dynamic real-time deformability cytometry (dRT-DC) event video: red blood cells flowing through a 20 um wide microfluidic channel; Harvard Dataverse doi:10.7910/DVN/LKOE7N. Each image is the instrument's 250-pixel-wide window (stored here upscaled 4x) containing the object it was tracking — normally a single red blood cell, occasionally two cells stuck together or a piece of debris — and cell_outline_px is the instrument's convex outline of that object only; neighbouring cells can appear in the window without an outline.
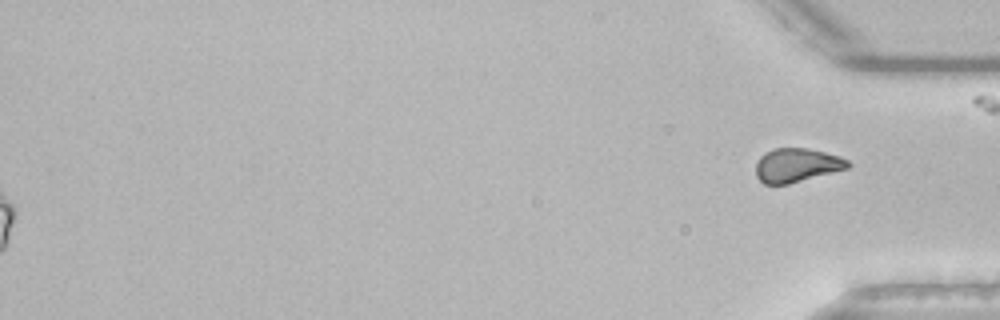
{"species": "common noctule bat (a hibernating species)", "species_latin": "Nyctalus noctula", "temperature_condition": "room temperature", "stored_images_in_passage": 55, "segment_of_instrument_passage": [2, 2], "camera_frame_rate_fps": 3000, "um_per_image_px": 0.085, "animal": {"sex": "male", "body_mass_g": 21.5, "forearm_length_mm": 52.0}, "frame": {"image": 1, "passage_image": 55, "time_ms": 18.0, "image_size_px": [1000, 320], "cell_outline_px": [[852, 164], [848, 168], [788, 184], [764, 184], [756, 176], [756, 164], [760, 156], [764, 152], [772, 148], [808, 148], [840, 156], [848, 160]], "centroid_in_image_um": [67.71, 14.03], "position_along_channel_um": 367.5, "area_um2": 18.21}}